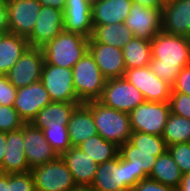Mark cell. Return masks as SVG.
<instances>
[{"label":"cell","instance_id":"74e56055","mask_svg":"<svg viewBox=\"0 0 190 191\" xmlns=\"http://www.w3.org/2000/svg\"><path fill=\"white\" fill-rule=\"evenodd\" d=\"M17 89L8 81L6 75H0V105L13 106Z\"/></svg>","mask_w":190,"mask_h":191},{"label":"cell","instance_id":"ba28073f","mask_svg":"<svg viewBox=\"0 0 190 191\" xmlns=\"http://www.w3.org/2000/svg\"><path fill=\"white\" fill-rule=\"evenodd\" d=\"M98 101L107 107L129 114L145 99L133 84L120 77L107 79Z\"/></svg>","mask_w":190,"mask_h":191},{"label":"cell","instance_id":"f6af8a7d","mask_svg":"<svg viewBox=\"0 0 190 191\" xmlns=\"http://www.w3.org/2000/svg\"><path fill=\"white\" fill-rule=\"evenodd\" d=\"M176 191H190V172L183 174L181 183Z\"/></svg>","mask_w":190,"mask_h":191},{"label":"cell","instance_id":"f1b7e54d","mask_svg":"<svg viewBox=\"0 0 190 191\" xmlns=\"http://www.w3.org/2000/svg\"><path fill=\"white\" fill-rule=\"evenodd\" d=\"M77 147L88 154L97 164H102L119 156V146L103 139L99 134L89 137Z\"/></svg>","mask_w":190,"mask_h":191},{"label":"cell","instance_id":"5b68a950","mask_svg":"<svg viewBox=\"0 0 190 191\" xmlns=\"http://www.w3.org/2000/svg\"><path fill=\"white\" fill-rule=\"evenodd\" d=\"M72 72L75 94L82 103L101 97L107 79L89 51L74 65Z\"/></svg>","mask_w":190,"mask_h":191},{"label":"cell","instance_id":"4fadbf2b","mask_svg":"<svg viewBox=\"0 0 190 191\" xmlns=\"http://www.w3.org/2000/svg\"><path fill=\"white\" fill-rule=\"evenodd\" d=\"M162 9L147 8L133 3L125 24L134 37L151 41L162 31Z\"/></svg>","mask_w":190,"mask_h":191},{"label":"cell","instance_id":"8fae6325","mask_svg":"<svg viewBox=\"0 0 190 191\" xmlns=\"http://www.w3.org/2000/svg\"><path fill=\"white\" fill-rule=\"evenodd\" d=\"M44 62L41 48L28 47L6 74L8 81L16 89L41 81Z\"/></svg>","mask_w":190,"mask_h":191},{"label":"cell","instance_id":"8992f818","mask_svg":"<svg viewBox=\"0 0 190 191\" xmlns=\"http://www.w3.org/2000/svg\"><path fill=\"white\" fill-rule=\"evenodd\" d=\"M35 191H72L78 188L61 156L31 169Z\"/></svg>","mask_w":190,"mask_h":191},{"label":"cell","instance_id":"d6a6232c","mask_svg":"<svg viewBox=\"0 0 190 191\" xmlns=\"http://www.w3.org/2000/svg\"><path fill=\"white\" fill-rule=\"evenodd\" d=\"M129 142L134 145V151L166 152L168 150L162 136L144 132H132Z\"/></svg>","mask_w":190,"mask_h":191},{"label":"cell","instance_id":"3957f363","mask_svg":"<svg viewBox=\"0 0 190 191\" xmlns=\"http://www.w3.org/2000/svg\"><path fill=\"white\" fill-rule=\"evenodd\" d=\"M91 109L98 134L118 146L129 141L132 134L130 116L103 105L98 100L85 102Z\"/></svg>","mask_w":190,"mask_h":191},{"label":"cell","instance_id":"44dd1931","mask_svg":"<svg viewBox=\"0 0 190 191\" xmlns=\"http://www.w3.org/2000/svg\"><path fill=\"white\" fill-rule=\"evenodd\" d=\"M132 4V0H93V26L124 23Z\"/></svg>","mask_w":190,"mask_h":191},{"label":"cell","instance_id":"cb8c5ba5","mask_svg":"<svg viewBox=\"0 0 190 191\" xmlns=\"http://www.w3.org/2000/svg\"><path fill=\"white\" fill-rule=\"evenodd\" d=\"M82 102H51L30 123L43 130L48 127H67L74 109Z\"/></svg>","mask_w":190,"mask_h":191},{"label":"cell","instance_id":"e0dca14e","mask_svg":"<svg viewBox=\"0 0 190 191\" xmlns=\"http://www.w3.org/2000/svg\"><path fill=\"white\" fill-rule=\"evenodd\" d=\"M63 29L88 39L93 33L92 0H66Z\"/></svg>","mask_w":190,"mask_h":191},{"label":"cell","instance_id":"e575fe53","mask_svg":"<svg viewBox=\"0 0 190 191\" xmlns=\"http://www.w3.org/2000/svg\"><path fill=\"white\" fill-rule=\"evenodd\" d=\"M24 123L13 106L0 105V132L15 131Z\"/></svg>","mask_w":190,"mask_h":191},{"label":"cell","instance_id":"9a60e30c","mask_svg":"<svg viewBox=\"0 0 190 191\" xmlns=\"http://www.w3.org/2000/svg\"><path fill=\"white\" fill-rule=\"evenodd\" d=\"M64 12L50 6H41L39 16L31 35L27 38L29 47L42 48L52 41L63 29Z\"/></svg>","mask_w":190,"mask_h":191},{"label":"cell","instance_id":"1f68e13d","mask_svg":"<svg viewBox=\"0 0 190 191\" xmlns=\"http://www.w3.org/2000/svg\"><path fill=\"white\" fill-rule=\"evenodd\" d=\"M0 191H35L32 171L15 174L0 172Z\"/></svg>","mask_w":190,"mask_h":191},{"label":"cell","instance_id":"d6986e66","mask_svg":"<svg viewBox=\"0 0 190 191\" xmlns=\"http://www.w3.org/2000/svg\"><path fill=\"white\" fill-rule=\"evenodd\" d=\"M88 51L106 79L124 77L126 67L122 49L103 43H89Z\"/></svg>","mask_w":190,"mask_h":191},{"label":"cell","instance_id":"7c38bea8","mask_svg":"<svg viewBox=\"0 0 190 191\" xmlns=\"http://www.w3.org/2000/svg\"><path fill=\"white\" fill-rule=\"evenodd\" d=\"M41 6L37 0L7 2L9 33L28 38L35 27Z\"/></svg>","mask_w":190,"mask_h":191},{"label":"cell","instance_id":"7402d4cb","mask_svg":"<svg viewBox=\"0 0 190 191\" xmlns=\"http://www.w3.org/2000/svg\"><path fill=\"white\" fill-rule=\"evenodd\" d=\"M23 144V126L15 131L6 132V151L2 162L3 173L15 174L31 170L25 157Z\"/></svg>","mask_w":190,"mask_h":191},{"label":"cell","instance_id":"52a82bcc","mask_svg":"<svg viewBox=\"0 0 190 191\" xmlns=\"http://www.w3.org/2000/svg\"><path fill=\"white\" fill-rule=\"evenodd\" d=\"M170 114L169 102L144 101L129 113L132 132L162 136Z\"/></svg>","mask_w":190,"mask_h":191},{"label":"cell","instance_id":"ee69618b","mask_svg":"<svg viewBox=\"0 0 190 191\" xmlns=\"http://www.w3.org/2000/svg\"><path fill=\"white\" fill-rule=\"evenodd\" d=\"M6 151V132H0V172H2V162Z\"/></svg>","mask_w":190,"mask_h":191},{"label":"cell","instance_id":"ffe728a7","mask_svg":"<svg viewBox=\"0 0 190 191\" xmlns=\"http://www.w3.org/2000/svg\"><path fill=\"white\" fill-rule=\"evenodd\" d=\"M61 157L70 170L76 185L78 187H90L98 164L78 147H71Z\"/></svg>","mask_w":190,"mask_h":191},{"label":"cell","instance_id":"f35d334b","mask_svg":"<svg viewBox=\"0 0 190 191\" xmlns=\"http://www.w3.org/2000/svg\"><path fill=\"white\" fill-rule=\"evenodd\" d=\"M172 92H181L190 95V65L182 68L172 85Z\"/></svg>","mask_w":190,"mask_h":191},{"label":"cell","instance_id":"bcb514c9","mask_svg":"<svg viewBox=\"0 0 190 191\" xmlns=\"http://www.w3.org/2000/svg\"><path fill=\"white\" fill-rule=\"evenodd\" d=\"M72 191H92V189L90 187H78Z\"/></svg>","mask_w":190,"mask_h":191},{"label":"cell","instance_id":"83f0119b","mask_svg":"<svg viewBox=\"0 0 190 191\" xmlns=\"http://www.w3.org/2000/svg\"><path fill=\"white\" fill-rule=\"evenodd\" d=\"M182 176L183 174L179 167L167 150L164 154L157 157L156 163L148 178L177 190L181 183Z\"/></svg>","mask_w":190,"mask_h":191},{"label":"cell","instance_id":"d590c367","mask_svg":"<svg viewBox=\"0 0 190 191\" xmlns=\"http://www.w3.org/2000/svg\"><path fill=\"white\" fill-rule=\"evenodd\" d=\"M168 151L182 174L190 172V142L173 144Z\"/></svg>","mask_w":190,"mask_h":191},{"label":"cell","instance_id":"f546056e","mask_svg":"<svg viewBox=\"0 0 190 191\" xmlns=\"http://www.w3.org/2000/svg\"><path fill=\"white\" fill-rule=\"evenodd\" d=\"M122 51L126 69L149 66L152 57L151 41L134 37L127 45L123 46Z\"/></svg>","mask_w":190,"mask_h":191},{"label":"cell","instance_id":"603a6c76","mask_svg":"<svg viewBox=\"0 0 190 191\" xmlns=\"http://www.w3.org/2000/svg\"><path fill=\"white\" fill-rule=\"evenodd\" d=\"M71 147H77L89 137L98 134L91 109L85 104H79L73 111L67 125Z\"/></svg>","mask_w":190,"mask_h":191},{"label":"cell","instance_id":"b9f144b4","mask_svg":"<svg viewBox=\"0 0 190 191\" xmlns=\"http://www.w3.org/2000/svg\"><path fill=\"white\" fill-rule=\"evenodd\" d=\"M166 0H132L133 3L147 8L163 9Z\"/></svg>","mask_w":190,"mask_h":191},{"label":"cell","instance_id":"6da1fadb","mask_svg":"<svg viewBox=\"0 0 190 191\" xmlns=\"http://www.w3.org/2000/svg\"><path fill=\"white\" fill-rule=\"evenodd\" d=\"M149 68L173 85L182 68L190 65V38L160 31L151 40Z\"/></svg>","mask_w":190,"mask_h":191},{"label":"cell","instance_id":"7dc6e473","mask_svg":"<svg viewBox=\"0 0 190 191\" xmlns=\"http://www.w3.org/2000/svg\"><path fill=\"white\" fill-rule=\"evenodd\" d=\"M4 33L0 31V39L3 37Z\"/></svg>","mask_w":190,"mask_h":191},{"label":"cell","instance_id":"ab89813d","mask_svg":"<svg viewBox=\"0 0 190 191\" xmlns=\"http://www.w3.org/2000/svg\"><path fill=\"white\" fill-rule=\"evenodd\" d=\"M130 191H176V189L146 178L140 180Z\"/></svg>","mask_w":190,"mask_h":191},{"label":"cell","instance_id":"4316f807","mask_svg":"<svg viewBox=\"0 0 190 191\" xmlns=\"http://www.w3.org/2000/svg\"><path fill=\"white\" fill-rule=\"evenodd\" d=\"M134 38V34L125 23L93 26L89 43H103L120 49Z\"/></svg>","mask_w":190,"mask_h":191},{"label":"cell","instance_id":"5bb4252c","mask_svg":"<svg viewBox=\"0 0 190 191\" xmlns=\"http://www.w3.org/2000/svg\"><path fill=\"white\" fill-rule=\"evenodd\" d=\"M23 137V148L30 169L50 163L58 157L50 143L45 139L44 132L32 123H24Z\"/></svg>","mask_w":190,"mask_h":191},{"label":"cell","instance_id":"d4e9b609","mask_svg":"<svg viewBox=\"0 0 190 191\" xmlns=\"http://www.w3.org/2000/svg\"><path fill=\"white\" fill-rule=\"evenodd\" d=\"M165 152H145L134 151V145L129 141L119 146V156L126 161H130L133 174L136 178L144 180L149 177L157 157Z\"/></svg>","mask_w":190,"mask_h":191},{"label":"cell","instance_id":"2e32d148","mask_svg":"<svg viewBox=\"0 0 190 191\" xmlns=\"http://www.w3.org/2000/svg\"><path fill=\"white\" fill-rule=\"evenodd\" d=\"M51 102L43 83L38 81L26 87L17 88L13 107L24 122H31L38 112Z\"/></svg>","mask_w":190,"mask_h":191},{"label":"cell","instance_id":"ac0fdd59","mask_svg":"<svg viewBox=\"0 0 190 191\" xmlns=\"http://www.w3.org/2000/svg\"><path fill=\"white\" fill-rule=\"evenodd\" d=\"M162 18L163 32L190 38V0H166Z\"/></svg>","mask_w":190,"mask_h":191},{"label":"cell","instance_id":"4dcf8cb0","mask_svg":"<svg viewBox=\"0 0 190 191\" xmlns=\"http://www.w3.org/2000/svg\"><path fill=\"white\" fill-rule=\"evenodd\" d=\"M167 147L190 142V119L171 113L162 134Z\"/></svg>","mask_w":190,"mask_h":191},{"label":"cell","instance_id":"277c9868","mask_svg":"<svg viewBox=\"0 0 190 191\" xmlns=\"http://www.w3.org/2000/svg\"><path fill=\"white\" fill-rule=\"evenodd\" d=\"M139 180L133 174L130 161L123 160L120 156L98 164L92 191H130Z\"/></svg>","mask_w":190,"mask_h":191},{"label":"cell","instance_id":"9c48e42d","mask_svg":"<svg viewBox=\"0 0 190 191\" xmlns=\"http://www.w3.org/2000/svg\"><path fill=\"white\" fill-rule=\"evenodd\" d=\"M41 82L52 102H81L75 94L72 69L44 62Z\"/></svg>","mask_w":190,"mask_h":191},{"label":"cell","instance_id":"60d3db41","mask_svg":"<svg viewBox=\"0 0 190 191\" xmlns=\"http://www.w3.org/2000/svg\"><path fill=\"white\" fill-rule=\"evenodd\" d=\"M0 31L9 33L7 2L0 0Z\"/></svg>","mask_w":190,"mask_h":191},{"label":"cell","instance_id":"484cf974","mask_svg":"<svg viewBox=\"0 0 190 191\" xmlns=\"http://www.w3.org/2000/svg\"><path fill=\"white\" fill-rule=\"evenodd\" d=\"M29 47L27 38L13 33L0 39V75H6Z\"/></svg>","mask_w":190,"mask_h":191},{"label":"cell","instance_id":"30bf717a","mask_svg":"<svg viewBox=\"0 0 190 191\" xmlns=\"http://www.w3.org/2000/svg\"><path fill=\"white\" fill-rule=\"evenodd\" d=\"M124 78L142 93L145 101L169 102L172 85L157 77L149 66L126 69Z\"/></svg>","mask_w":190,"mask_h":191},{"label":"cell","instance_id":"7a4b0ae2","mask_svg":"<svg viewBox=\"0 0 190 191\" xmlns=\"http://www.w3.org/2000/svg\"><path fill=\"white\" fill-rule=\"evenodd\" d=\"M89 39L73 32L62 30L41 49L44 60L63 68L72 69L88 51Z\"/></svg>","mask_w":190,"mask_h":191},{"label":"cell","instance_id":"7bdbcfd3","mask_svg":"<svg viewBox=\"0 0 190 191\" xmlns=\"http://www.w3.org/2000/svg\"><path fill=\"white\" fill-rule=\"evenodd\" d=\"M42 6H50L52 8L64 11L66 0H37Z\"/></svg>","mask_w":190,"mask_h":191},{"label":"cell","instance_id":"8d00e7d4","mask_svg":"<svg viewBox=\"0 0 190 191\" xmlns=\"http://www.w3.org/2000/svg\"><path fill=\"white\" fill-rule=\"evenodd\" d=\"M171 113L190 119V95L181 92H171Z\"/></svg>","mask_w":190,"mask_h":191},{"label":"cell","instance_id":"836d02e7","mask_svg":"<svg viewBox=\"0 0 190 191\" xmlns=\"http://www.w3.org/2000/svg\"><path fill=\"white\" fill-rule=\"evenodd\" d=\"M45 139L58 156L67 152L71 148L67 127H48L42 130Z\"/></svg>","mask_w":190,"mask_h":191}]
</instances>
